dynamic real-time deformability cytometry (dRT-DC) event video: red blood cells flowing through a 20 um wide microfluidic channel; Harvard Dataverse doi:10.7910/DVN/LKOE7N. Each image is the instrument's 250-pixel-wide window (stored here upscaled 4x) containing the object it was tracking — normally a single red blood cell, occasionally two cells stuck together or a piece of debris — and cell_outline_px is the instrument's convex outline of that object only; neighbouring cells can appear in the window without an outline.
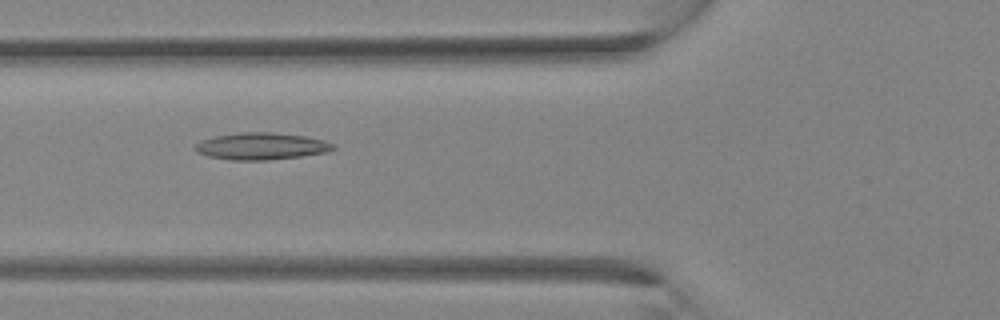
{"species": "Egyptian fruit bat (a non-hibernating species)", "species_latin": "Rousettus aegyptiacus", "temperature_condition": "room temperature", "stored_images_in_passage": 34, "camera_frame_rate_fps": 3000, "um_per_image_px": 0.085, "animal": {"sex": "female"}, "frame": {"image": 1, "passage_image": 13, "time_ms": 4.0, "image_size_px": [1000, 320], "cell_outline_px": [[336, 148], [328, 152], [300, 156], [268, 160], [232, 160], [208, 156], [196, 152], [196, 144], [204, 140], [216, 136], [240, 132], [272, 132], [304, 136], [324, 140], [336, 144]], "centroid_in_image_um": [22.27, 12.43], "position_along_channel_um": 103.5, "area_um2": 21.56}}
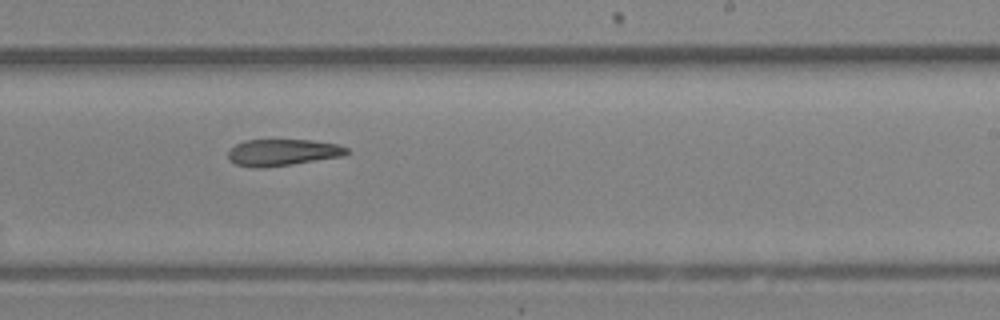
{"frame": {"image": 2, "passage_image": 21, "time_ms": 6.667, "image_size_px": [1000, 320], "cell_outline_px": [[348, 152], [344, 156], [292, 164], [264, 168], [252, 168], [236, 164], [228, 160], [228, 152], [236, 144], [244, 140], [312, 140], [336, 144], [348, 148]], "centroid_in_image_um": [24.0, 12.96], "position_along_channel_um": 265.0, "area_um2": 18.44}}
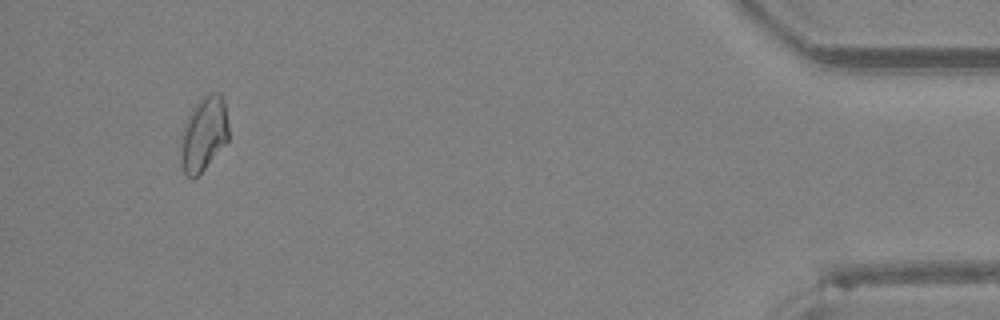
{"frame": {"image": 3, "passage_image": 32, "time_ms": 10.333, "image_size_px": [1000, 320], "cell_outline_px": [[228, 140], [204, 168], [192, 180], [184, 172], [180, 164], [180, 140], [188, 116], [192, 108], [208, 92], [220, 92], [224, 104], [228, 124]], "centroid_in_image_um": [17.3, 11.39], "position_along_channel_um": 417.9, "area_um2": 20.52}}